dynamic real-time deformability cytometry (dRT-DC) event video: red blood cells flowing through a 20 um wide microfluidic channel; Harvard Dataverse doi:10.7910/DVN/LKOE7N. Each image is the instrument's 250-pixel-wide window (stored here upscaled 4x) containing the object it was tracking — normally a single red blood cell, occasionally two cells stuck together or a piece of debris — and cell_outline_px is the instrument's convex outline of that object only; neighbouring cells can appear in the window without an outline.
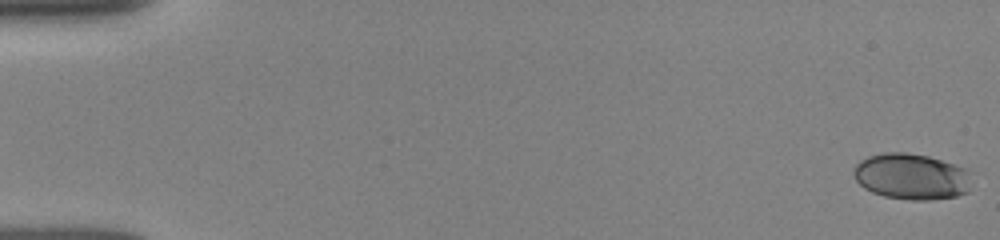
{"species": "human", "species_latin": "Homo sapiens", "temperature_condition": "room temperature", "stored_images_in_passage": 52, "camera_frame_rate_fps": 3000, "um_per_image_px": 0.085, "donor": {"sex": "female"}, "frame": {"image": 1, "passage_image": 1, "time_ms": 0.0, "image_size_px": [1000, 240], "cell_outline_px": [[968, 192], [956, 196], [928, 200], [908, 200], [884, 196], [872, 192], [864, 188], [856, 180], [852, 172], [856, 164], [860, 160], [868, 156], [884, 152], [908, 152], [928, 156], [968, 168]], "centroid_in_image_um": [77.44, 14.99], "position_along_channel_um": 7.6, "area_um2": 31.73}}
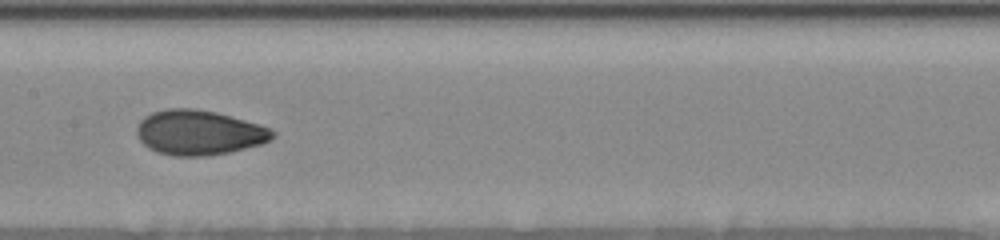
{"frame": {"image": 2, "passage_image": 27, "time_ms": 8.667, "image_size_px": [1000, 240], "cell_outline_px": [[276, 136], [260, 144], [228, 152], [204, 156], [172, 156], [156, 152], [148, 148], [140, 140], [136, 132], [136, 128], [140, 120], [144, 116], [152, 112], [164, 108], [196, 108], [216, 112], [260, 124], [272, 128], [276, 132]], "centroid_in_image_um": [16.89, 11.25], "position_along_channel_um": 190.5, "area_um2": 35.72}}
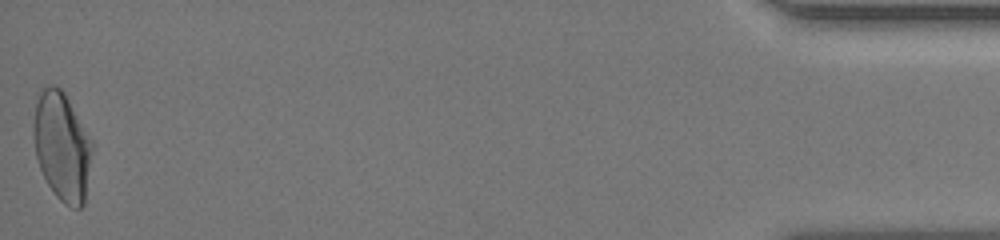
{"frame": {"image": 3, "passage_image": 52, "time_ms": 17.0, "image_size_px": [1000, 240], "cell_outline_px": [[92, 148], [84, 204], [80, 208], [72, 208], [64, 204], [56, 196], [48, 184], [40, 168], [36, 156], [32, 136], [32, 124], [36, 104], [40, 92], [48, 84], [56, 84], [64, 92], [92, 140]], "centroid_in_image_um": [5.24, 12.43], "position_along_channel_um": 430.0, "area_um2": 37.05}, "authors_computed_cell_mechanics": {"area_um2": 33.8997, "velocity_mm_per_s": 3.9207, "shape_relaxation_time_tau1_ms": 6.2223, "shape_relaxation_time_tau2_ms": 1.0304, "deformation_change_tau1": 0.1866, "deformation_change_tau2": 0.0501}}